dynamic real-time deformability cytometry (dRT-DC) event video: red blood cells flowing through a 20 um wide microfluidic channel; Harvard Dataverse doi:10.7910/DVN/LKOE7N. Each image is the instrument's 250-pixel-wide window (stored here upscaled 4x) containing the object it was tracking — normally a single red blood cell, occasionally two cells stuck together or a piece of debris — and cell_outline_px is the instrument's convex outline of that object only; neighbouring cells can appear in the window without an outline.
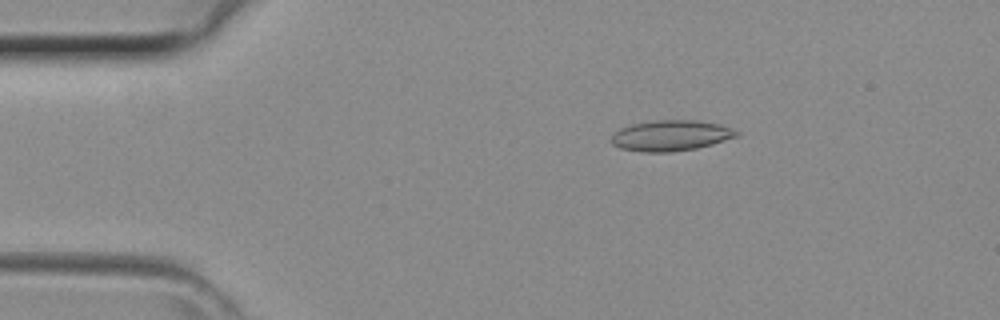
{"species": "common noctule bat (a hibernating species)", "species_latin": "Nyctalus noctula", "temperature_condition": "room temperature", "stored_images_in_passage": 42, "camera_frame_rate_fps": 3000, "um_per_image_px": 0.085, "animal": {"sex": "female", "body_mass_g": 29.2, "forearm_length_mm": 56.3}, "frame": {"image": 1, "passage_image": 7, "time_ms": 2.0, "image_size_px": [1000, 320], "cell_outline_px": [[740, 136], [712, 144], [696, 148], [672, 152], [644, 152], [620, 148], [612, 144], [612, 136], [620, 128], [632, 124], [656, 120], [696, 120], [720, 124], [732, 128], [740, 132]], "centroid_in_image_um": [57.06, 11.52], "position_along_channel_um": 27.9, "area_um2": 22.43}}
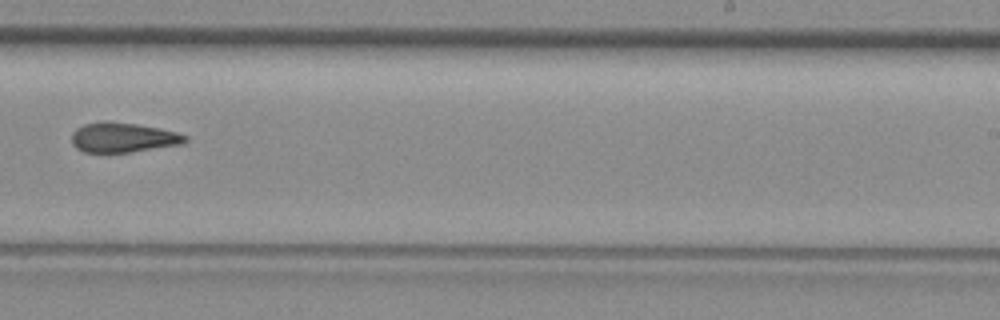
{"frame": {"image": 2, "passage_image": 26, "time_ms": 8.333, "image_size_px": [1000, 320], "cell_outline_px": [[188, 140], [184, 144], [132, 152], [84, 152], [76, 148], [72, 144], [72, 132], [76, 128], [84, 124], [136, 124], [176, 132], [188, 136]], "centroid_in_image_um": [10.5, 11.74], "position_along_channel_um": 278.5, "area_um2": 19.07}}
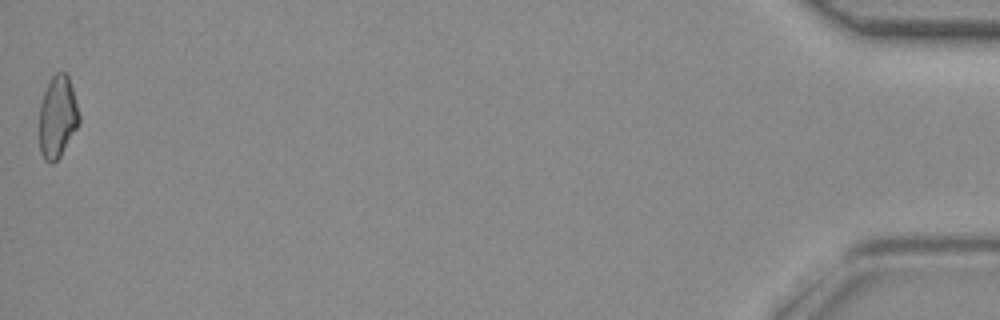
{"frame": {"image": 3, "passage_image": 42, "time_ms": 13.667, "image_size_px": [1000, 320], "cell_outline_px": [[80, 120], [76, 128], [60, 156], [52, 164], [48, 164], [44, 160], [40, 152], [40, 104], [48, 80], [56, 72], [64, 72], [68, 76], [72, 88], [80, 116]], "centroid_in_image_um": [4.87, 9.94], "position_along_channel_um": 430.3, "area_um2": 18.9}}